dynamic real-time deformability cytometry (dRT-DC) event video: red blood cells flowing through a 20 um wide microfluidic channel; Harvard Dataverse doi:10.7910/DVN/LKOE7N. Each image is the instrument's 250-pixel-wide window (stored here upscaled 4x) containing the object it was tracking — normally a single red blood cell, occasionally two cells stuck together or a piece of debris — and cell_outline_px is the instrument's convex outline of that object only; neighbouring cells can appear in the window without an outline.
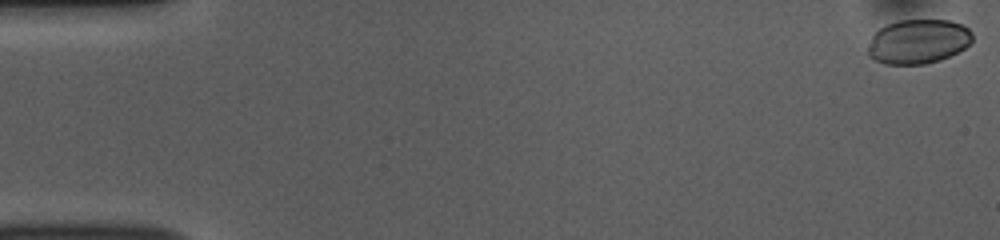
{"species": "common noctule bat (a hibernating species)", "species_latin": "Nyctalus noctula", "temperature_condition": "room temperature", "stored_images_in_passage": 53, "camera_frame_rate_fps": 3000, "um_per_image_px": 0.085, "animal": {"sex": "female", "body_mass_g": 10.0, "forearm_length_mm": 53.1}, "frame": {"image": 1, "passage_image": 1, "time_ms": 0.0, "image_size_px": [1000, 240], "cell_outline_px": [[972, 40], [964, 48], [940, 60], [924, 64], [884, 64], [868, 56], [868, 48], [872, 36], [880, 28], [888, 24], [900, 20], [952, 20], [964, 24], [972, 32]], "centroid_in_image_um": [78.05, 3.52], "position_along_channel_um": 6.9, "area_um2": 26.99}}
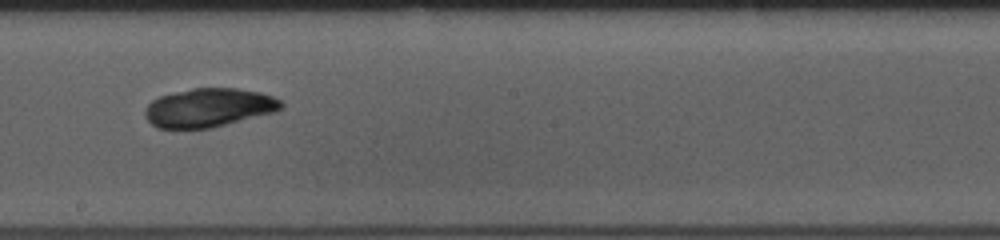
{"frame": {"image": 2, "passage_image": 30, "time_ms": 9.667, "image_size_px": [1000, 240], "cell_outline_px": [[284, 108], [276, 112], [208, 128], [156, 128], [144, 116], [144, 108], [152, 100], [160, 96], [192, 88], [236, 88], [260, 92], [272, 96], [280, 100], [284, 104]], "centroid_in_image_um": [17.75, 9.14], "position_along_channel_um": 230.4, "area_um2": 30.69}}
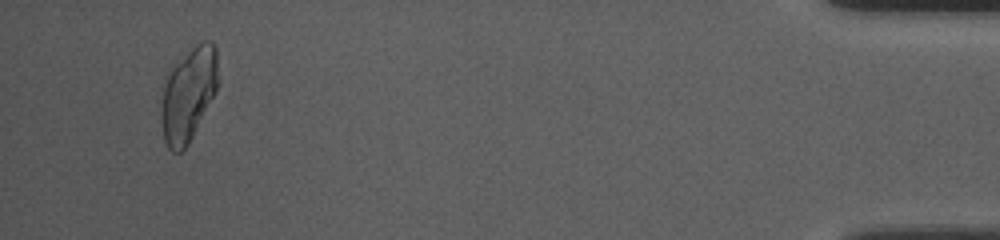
{"frame": {"image": 3, "passage_image": 51, "time_ms": 16.667, "image_size_px": [1000, 240], "cell_outline_px": [[220, 80], [216, 92], [188, 144], [180, 152], [172, 152], [168, 148], [164, 140], [160, 112], [164, 84], [172, 64], [180, 56], [196, 44], [204, 40], [212, 40], [216, 44]], "centroid_in_image_um": [16.04, 7.95], "position_along_channel_um": 419.2, "area_um2": 31.73}}